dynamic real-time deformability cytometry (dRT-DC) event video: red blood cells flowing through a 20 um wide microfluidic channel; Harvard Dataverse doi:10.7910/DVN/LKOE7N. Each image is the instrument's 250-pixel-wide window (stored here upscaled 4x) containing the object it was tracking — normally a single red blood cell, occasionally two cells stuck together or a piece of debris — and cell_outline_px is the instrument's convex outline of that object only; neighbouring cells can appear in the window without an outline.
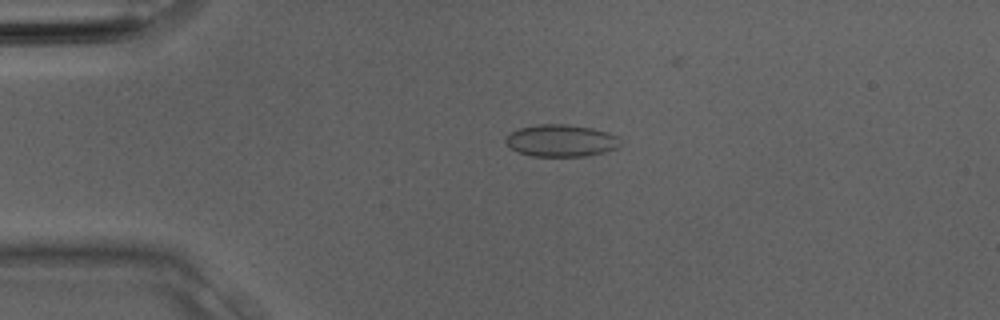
{"species": "Egyptian fruit bat (a non-hibernating species)", "species_latin": "Rousettus aegyptiacus", "temperature_condition": "room temperature", "stored_images_in_passage": 1, "camera_frame_rate_fps": 3000, "um_per_image_px": 0.085, "animal": {"sex": "male"}, "frame": {"image": 1, "passage_image": 1, "time_ms": 0.0, "image_size_px": [1000, 320], "cell_outline_px": [[620, 144], [616, 148], [604, 152], [588, 156], [532, 156], [520, 152], [512, 148], [504, 140], [504, 136], [508, 132], [520, 128], [536, 124], [568, 124], [592, 128], [608, 132], [616, 136]], "centroid_in_image_um": [47.65, 11.94], "position_along_channel_um": 37.3, "area_um2": 21.44}}